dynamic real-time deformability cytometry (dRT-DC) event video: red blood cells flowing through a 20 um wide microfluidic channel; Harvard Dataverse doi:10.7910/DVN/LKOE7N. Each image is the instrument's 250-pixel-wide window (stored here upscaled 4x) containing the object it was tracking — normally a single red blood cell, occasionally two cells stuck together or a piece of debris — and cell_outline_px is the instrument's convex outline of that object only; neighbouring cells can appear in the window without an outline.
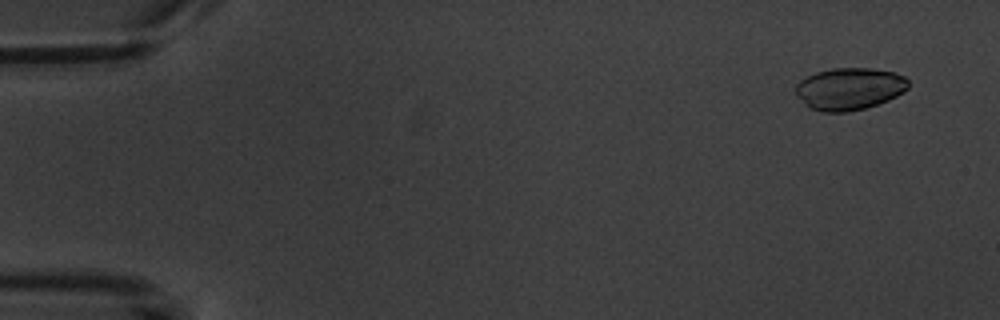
{"species": "common noctule bat (a hibernating species)", "species_latin": "Nyctalus noctula", "temperature_condition": "warm", "stored_images_in_passage": 5, "camera_frame_rate_fps": 3000, "um_per_image_px": 0.085, "animal": {"sex": "male", "body_mass_g": 20.1, "forearm_length_mm": 53.5}, "frame": {"image": 1, "passage_image": 2, "time_ms": 1.0, "image_size_px": [1000, 320], "cell_outline_px": [[908, 88], [904, 92], [888, 100], [864, 108], [848, 112], [824, 112], [808, 108], [796, 96], [796, 84], [800, 80], [816, 72], [832, 68], [872, 68], [892, 72], [904, 76], [908, 80]], "centroid_in_image_um": [72.18, 7.55], "position_along_channel_um": 12.8, "area_um2": 27.74}}